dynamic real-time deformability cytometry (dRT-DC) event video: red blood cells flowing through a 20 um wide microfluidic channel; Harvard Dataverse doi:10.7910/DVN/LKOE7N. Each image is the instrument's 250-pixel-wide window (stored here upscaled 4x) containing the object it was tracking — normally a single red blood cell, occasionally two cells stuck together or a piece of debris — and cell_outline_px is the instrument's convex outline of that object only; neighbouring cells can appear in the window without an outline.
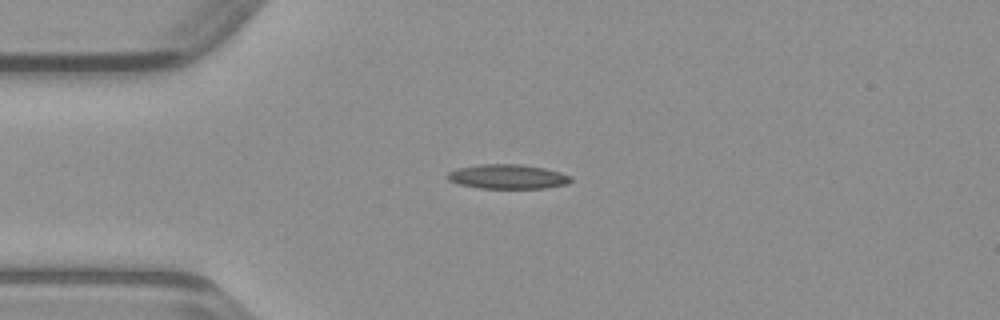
{"species": "common noctule bat (a hibernating species)", "species_latin": "Nyctalus noctula", "temperature_condition": "warm", "stored_images_in_passage": 28, "camera_frame_rate_fps": 3000, "um_per_image_px": 0.085, "animal": {"sex": "male", "body_mass_g": 23.1, "forearm_length_mm": 52.7}, "frame": {"image": 1, "passage_image": 2, "time_ms": 0.333, "image_size_px": [1000, 320], "cell_outline_px": [[572, 180], [568, 184], [544, 188], [480, 188], [460, 184], [448, 180], [448, 172], [456, 168], [480, 164], [520, 164], [544, 168], [560, 172], [572, 176]], "centroid_in_image_um": [43.17, 15.01], "position_along_channel_um": 41.8, "area_um2": 17.57}}
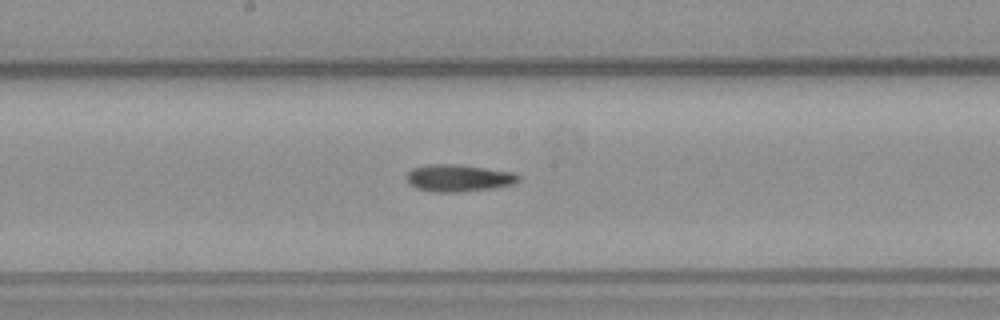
{"frame": {"image": 2, "passage_image": 15, "time_ms": 4.667, "image_size_px": [1000, 320], "cell_outline_px": [[520, 180], [512, 184], [492, 188], [460, 192], [432, 192], [416, 188], [408, 184], [408, 172], [412, 168], [428, 164], [452, 164], [512, 172], [520, 176]], "centroid_in_image_um": [38.94, 15.14], "position_along_channel_um": 209.3, "area_um2": 17.46}}
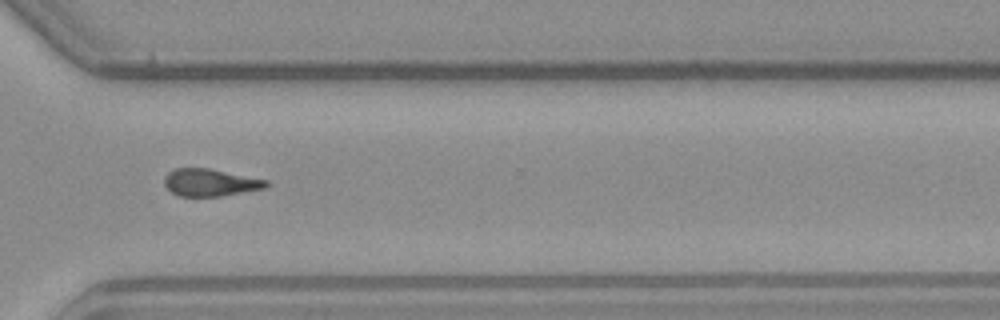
{"frame": {"image": 3, "passage_image": 25, "time_ms": 8.0, "image_size_px": [1000, 320], "cell_outline_px": [[268, 184], [264, 188], [220, 196], [180, 196], [172, 192], [164, 184], [164, 176], [168, 172], [176, 168], [208, 168], [268, 180]], "centroid_in_image_um": [17.84, 15.5], "position_along_channel_um": 352.8, "area_um2": 16.01}}